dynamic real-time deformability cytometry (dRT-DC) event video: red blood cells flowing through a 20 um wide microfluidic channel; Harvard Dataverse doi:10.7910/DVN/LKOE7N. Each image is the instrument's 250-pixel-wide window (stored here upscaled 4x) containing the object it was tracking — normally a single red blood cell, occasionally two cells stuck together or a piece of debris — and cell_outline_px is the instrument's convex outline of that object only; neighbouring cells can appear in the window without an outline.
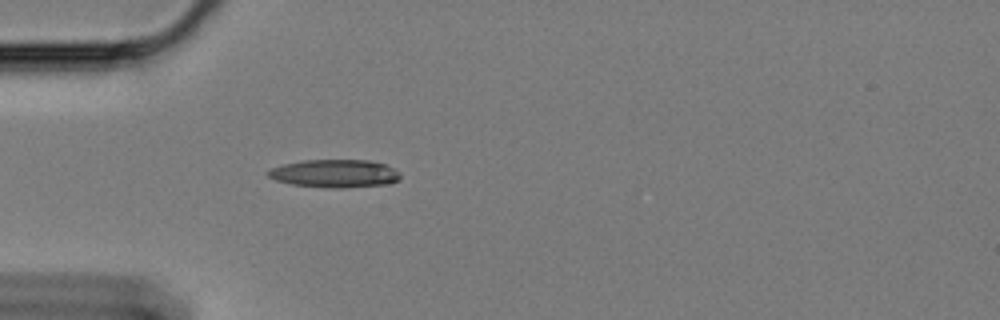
{"species": "Egyptian fruit bat (a non-hibernating species)", "species_latin": "Rousettus aegyptiacus", "temperature_condition": "cold", "stored_images_in_passage": 39, "camera_frame_rate_fps": 3000, "um_per_image_px": 0.085, "animal": {"sex": "female"}, "frame": {"image": 1, "passage_image": 1, "time_ms": 0.0, "image_size_px": [1000, 320], "cell_outline_px": [[400, 180], [388, 184], [340, 188], [328, 188], [292, 184], [276, 180], [268, 176], [264, 172], [272, 168], [284, 164], [304, 160], [368, 160], [384, 164], [400, 172]], "centroid_in_image_um": [28.46, 14.75], "position_along_channel_um": 56.5, "area_um2": 21.56}}
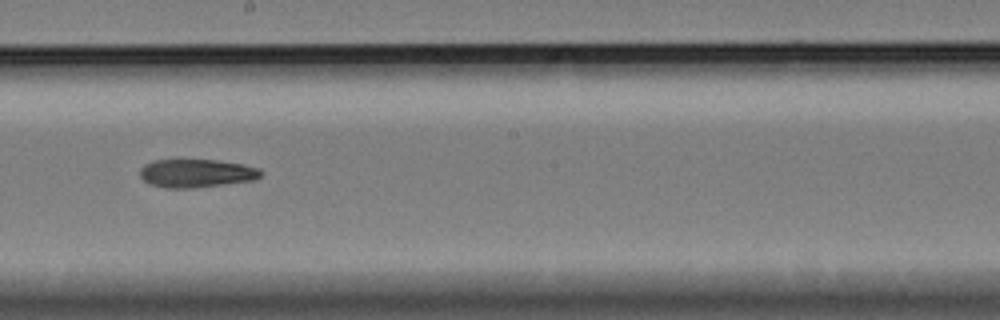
{"frame": {"image": 2, "passage_image": 17, "time_ms": 5.333, "image_size_px": [1000, 320], "cell_outline_px": [[264, 172], [256, 180], [192, 188], [168, 188], [148, 184], [140, 176], [140, 168], [144, 164], [152, 160], [176, 156], [180, 156], [216, 160], [244, 164], [260, 168]], "centroid_in_image_um": [16.65, 14.67], "position_along_channel_um": 231.5, "area_um2": 21.1}}
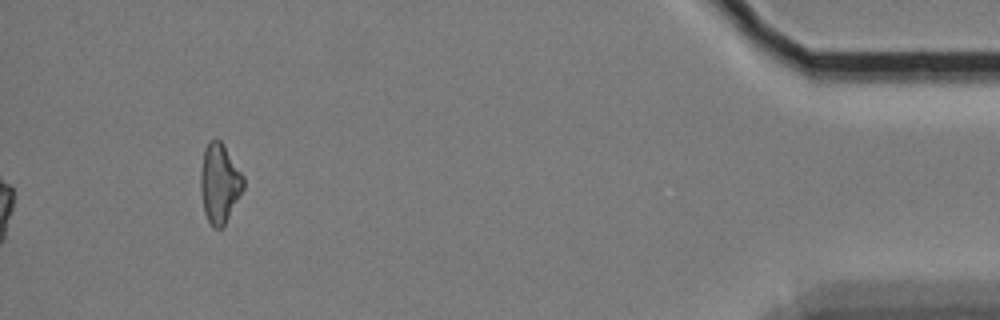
{"frame": {"image": 3, "passage_image": 39, "time_ms": 12.667, "image_size_px": [1000, 320], "cell_outline_px": [[244, 188], [224, 224], [220, 228], [212, 228], [204, 212], [200, 192], [200, 168], [204, 148], [212, 140], [220, 140], [224, 144], [244, 176]], "centroid_in_image_um": [18.64, 15.56], "position_along_channel_um": 416.6, "area_um2": 19.83}}